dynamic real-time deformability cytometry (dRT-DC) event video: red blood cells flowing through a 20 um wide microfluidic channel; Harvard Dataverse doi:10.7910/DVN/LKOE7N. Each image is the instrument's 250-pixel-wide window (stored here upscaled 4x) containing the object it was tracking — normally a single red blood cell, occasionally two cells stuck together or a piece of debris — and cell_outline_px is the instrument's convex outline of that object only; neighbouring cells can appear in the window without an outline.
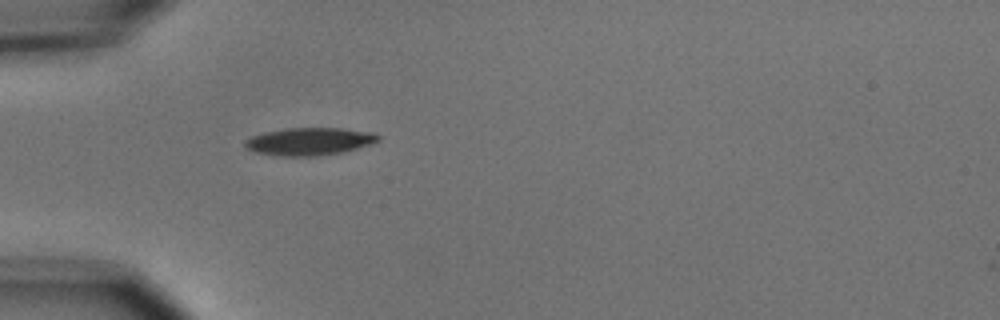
{"species": "common noctule bat (a hibernating species)", "species_latin": "Nyctalus noctula", "temperature_condition": "cold", "stored_images_in_passage": 1, "camera_frame_rate_fps": 3000, "um_per_image_px": 0.085, "animal": {"sex": "male", "body_mass_g": 15.6}, "frame": {"image": 1, "passage_image": 1, "time_ms": 0.0, "image_size_px": [1000, 320], "cell_outline_px": [[380, 140], [372, 144], [344, 152], [320, 156], [280, 156], [256, 152], [244, 148], [244, 140], [252, 136], [264, 132], [288, 128], [340, 128], [376, 132], [380, 136]], "centroid_in_image_um": [26.33, 12.02], "position_along_channel_um": 58.7, "area_um2": 21.73}}